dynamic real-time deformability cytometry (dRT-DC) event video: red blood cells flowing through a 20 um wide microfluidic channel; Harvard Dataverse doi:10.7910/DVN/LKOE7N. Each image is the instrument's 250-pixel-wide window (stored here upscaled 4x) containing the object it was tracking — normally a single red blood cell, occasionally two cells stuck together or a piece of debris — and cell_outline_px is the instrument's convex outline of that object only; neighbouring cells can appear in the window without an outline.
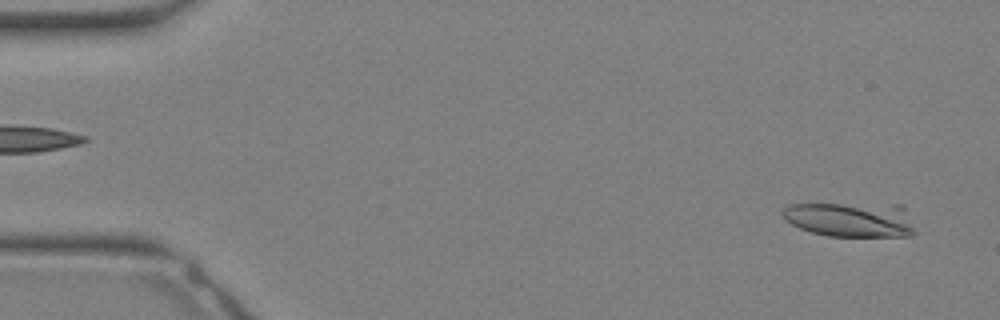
{"species": "Egyptian fruit bat (a non-hibernating species)", "species_latin": "Rousettus aegyptiacus", "temperature_condition": "warm", "stored_images_in_passage": 7, "camera_frame_rate_fps": 3000, "um_per_image_px": 0.085, "animal": {"sex": "female"}, "frame": {"image": 1, "passage_image": 1, "time_ms": 0.0, "image_size_px": [1000, 320], "cell_outline_px": [[912, 236], [828, 236], [812, 232], [800, 228], [784, 220], [780, 212], [788, 204], [904, 204], [912, 228]], "centroid_in_image_um": [72.26, 18.64], "position_along_channel_um": 12.7, "area_um2": 26.88}}